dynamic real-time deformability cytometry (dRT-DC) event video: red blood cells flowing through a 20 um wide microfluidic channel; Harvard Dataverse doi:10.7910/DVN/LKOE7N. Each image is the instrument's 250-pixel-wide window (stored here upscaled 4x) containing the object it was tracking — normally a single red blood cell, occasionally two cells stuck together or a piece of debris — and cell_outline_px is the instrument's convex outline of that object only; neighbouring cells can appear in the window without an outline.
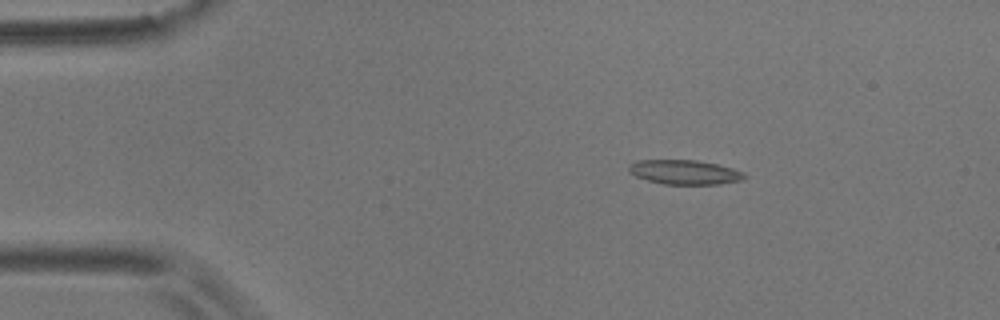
{"species": "common noctule bat (a hibernating species)", "species_latin": "Nyctalus noctula", "temperature_condition": "room temperature", "stored_images_in_passage": 4, "segment_of_instrument_passage": [2, 2], "camera_frame_rate_fps": 3000, "um_per_image_px": 0.085, "animal": {"sex": "male", "body_mass_g": 17.9}, "frame": {"image": 1, "passage_image": 4, "time_ms": 1.0, "image_size_px": [1000, 320], "cell_outline_px": [[748, 176], [740, 180], [720, 184], [664, 184], [648, 180], [636, 176], [628, 172], [628, 164], [636, 160], [696, 160], [716, 164], [732, 168], [744, 172]], "centroid_in_image_um": [58.17, 14.63], "position_along_channel_um": 26.8, "area_um2": 16.47}}